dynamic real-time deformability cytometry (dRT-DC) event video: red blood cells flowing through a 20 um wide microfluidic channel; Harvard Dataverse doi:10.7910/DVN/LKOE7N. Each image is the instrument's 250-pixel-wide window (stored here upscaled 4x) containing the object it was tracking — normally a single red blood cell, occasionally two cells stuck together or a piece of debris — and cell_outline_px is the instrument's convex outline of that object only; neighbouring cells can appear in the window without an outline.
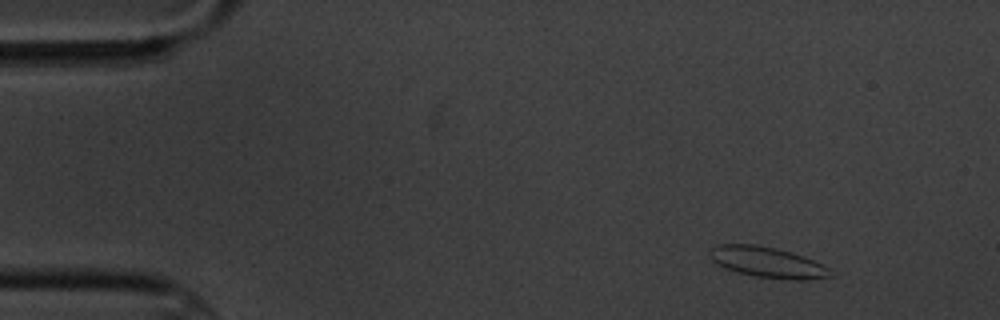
{"species": "common noctule bat (a hibernating species)", "species_latin": "Nyctalus noctula", "temperature_condition": "cold", "stored_images_in_passage": 6, "camera_frame_rate_fps": 3000, "um_per_image_px": 0.085, "animal": {"sex": "male", "body_mass_g": 20.1, "forearm_length_mm": 53.5}, "frame": {"image": 1, "passage_image": 2, "time_ms": 1.333, "image_size_px": [1000, 320], "cell_outline_px": [[828, 276], [808, 280], [788, 280], [756, 276], [736, 272], [724, 268], [712, 260], [708, 252], [712, 248], [720, 244], [756, 244], [776, 248], [792, 252], [804, 256], [828, 268]], "centroid_in_image_um": [65.17, 22.28], "position_along_channel_um": 19.8, "area_um2": 21.39}}
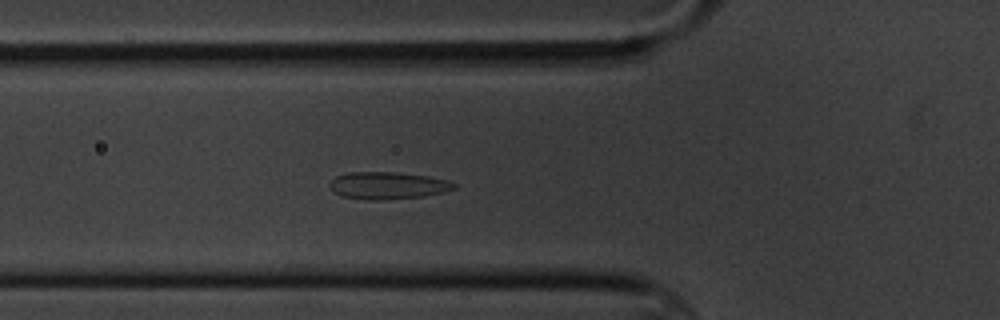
{"frame": {"image": 2, "passage_image": 6, "time_ms": 6.0, "image_size_px": [1000, 320], "cell_outline_px": [[456, 188], [444, 192], [424, 196], [384, 200], [364, 200], [340, 196], [332, 192], [328, 184], [336, 176], [348, 172], [392, 172], [428, 176], [444, 180], [456, 184]], "centroid_in_image_um": [32.89, 15.78], "position_along_channel_um": 92.9, "area_um2": 19.83}}